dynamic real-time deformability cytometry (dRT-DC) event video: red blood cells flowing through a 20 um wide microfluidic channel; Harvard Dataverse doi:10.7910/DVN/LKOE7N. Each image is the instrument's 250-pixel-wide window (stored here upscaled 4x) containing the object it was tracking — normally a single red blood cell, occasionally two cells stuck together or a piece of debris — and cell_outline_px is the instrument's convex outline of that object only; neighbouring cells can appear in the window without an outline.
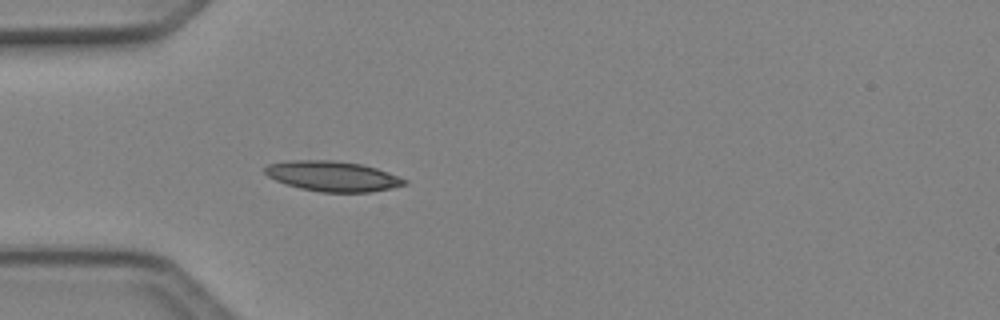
{"species": "Egyptian fruit bat (a non-hibernating species)", "species_latin": "Rousettus aegyptiacus", "temperature_condition": "cold", "stored_images_in_passage": 4, "camera_frame_rate_fps": 3000, "um_per_image_px": 0.085, "animal": {"sex": "female"}, "frame": {"image": 1, "passage_image": 4, "time_ms": 1.0, "image_size_px": [1000, 320], "cell_outline_px": [[408, 184], [392, 188], [368, 192], [320, 192], [300, 188], [276, 180], [268, 176], [264, 172], [264, 168], [268, 164], [292, 160], [332, 160], [360, 164], [376, 168], [388, 172], [408, 180]], "centroid_in_image_um": [28.29, 14.98], "position_along_channel_um": 56.7, "area_um2": 24.45}}